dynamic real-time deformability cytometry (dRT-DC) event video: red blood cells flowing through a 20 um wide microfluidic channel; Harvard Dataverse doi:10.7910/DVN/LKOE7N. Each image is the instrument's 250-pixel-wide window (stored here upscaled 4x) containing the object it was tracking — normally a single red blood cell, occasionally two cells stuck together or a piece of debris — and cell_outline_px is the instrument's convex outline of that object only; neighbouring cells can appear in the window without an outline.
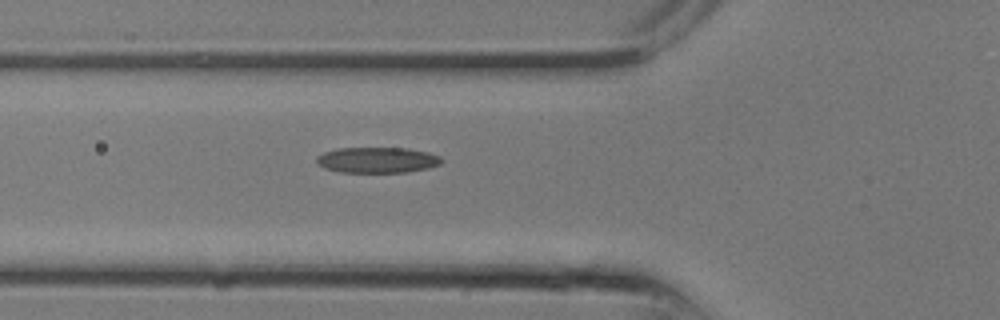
{"species": "common noctule bat (a hibernating species)", "species_latin": "Nyctalus noctula", "temperature_condition": "room temperature", "stored_images_in_passage": 2, "camera_frame_rate_fps": 3000, "um_per_image_px": 0.085, "animal": {"sex": "male", "body_mass_g": 13.3}, "frame": {"image": 1, "passage_image": 2, "time_ms": 0.333, "image_size_px": [1000, 320], "cell_outline_px": [[444, 160], [440, 164], [428, 168], [408, 172], [340, 172], [324, 168], [316, 164], [316, 156], [324, 152], [336, 148], [408, 148], [428, 152], [440, 156]], "centroid_in_image_um": [32.06, 13.6], "position_along_channel_um": 93.7, "area_um2": 18.9}}